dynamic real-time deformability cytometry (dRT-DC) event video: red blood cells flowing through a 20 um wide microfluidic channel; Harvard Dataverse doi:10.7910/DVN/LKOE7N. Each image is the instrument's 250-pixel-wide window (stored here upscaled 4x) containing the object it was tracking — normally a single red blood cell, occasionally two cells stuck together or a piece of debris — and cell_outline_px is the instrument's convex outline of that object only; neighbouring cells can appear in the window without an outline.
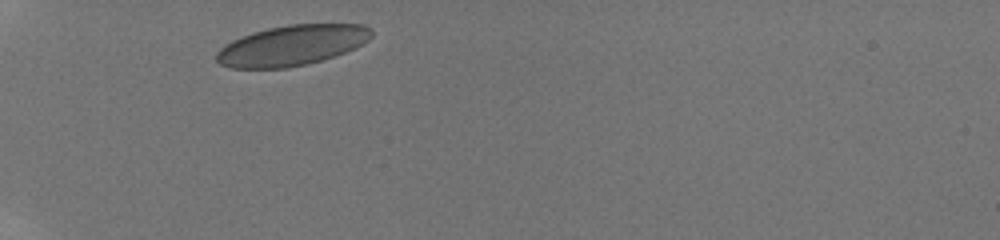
{"species": "human", "species_latin": "Homo sapiens", "temperature_condition": "room temperature", "stored_images_in_passage": 37, "camera_frame_rate_fps": 3000, "um_per_image_px": 0.085, "donor": {"sex": "male"}, "frame": {"image": 1, "passage_image": 1, "time_ms": 0.0, "image_size_px": [1000, 240], "cell_outline_px": [[372, 36], [368, 40], [344, 52], [308, 64], [288, 68], [232, 68], [220, 64], [216, 60], [216, 52], [220, 48], [232, 40], [252, 32], [268, 28], [288, 24], [364, 24], [372, 28]], "centroid_in_image_um": [24.79, 3.85], "position_along_channel_um": 60.2, "area_um2": 36.36}}
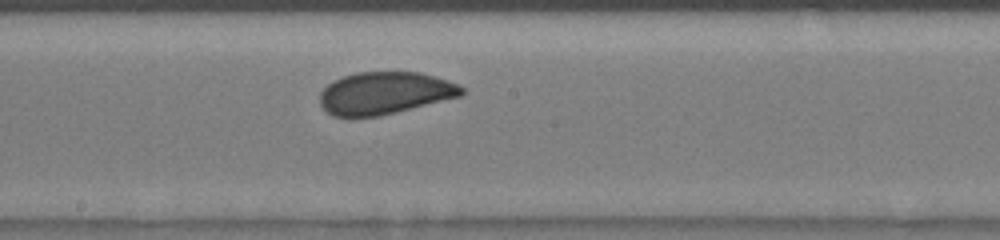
{"frame": {"image": 2, "passage_image": 18, "time_ms": 4.333, "image_size_px": [1000, 240], "cell_outline_px": [[464, 92], [460, 96], [380, 116], [332, 116], [320, 104], [320, 92], [332, 80], [356, 72], [420, 72], [448, 80], [460, 84], [464, 88]], "centroid_in_image_um": [32.71, 7.9], "position_along_channel_um": 215.5, "area_um2": 34.85}}
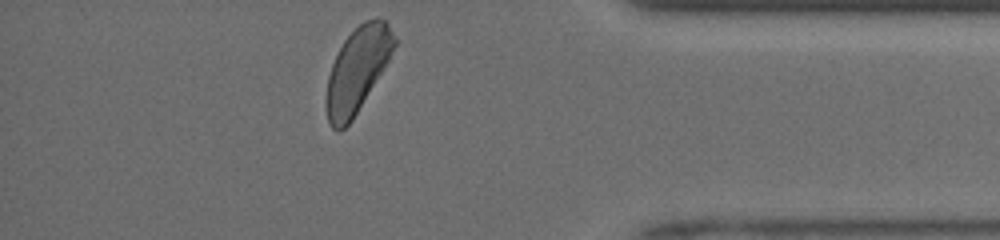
{"frame": {"image": 3, "passage_image": 37, "time_ms": 9.333, "image_size_px": [1000, 240], "cell_outline_px": [[396, 44], [388, 60], [352, 120], [344, 128], [336, 132], [328, 124], [324, 100], [328, 76], [332, 64], [344, 40], [364, 20], [376, 16], [384, 20], [388, 24], [396, 40]], "centroid_in_image_um": [30.34, 5.96], "position_along_channel_um": 404.9, "area_um2": 33.23}, "authors_computed_cell_mechanics": {"area_um2": 35.3158, "velocity_mm_per_s": 4.133, "shape_relaxation_time_tau1_ms": 3.4755, "shape_relaxation_time_tau2_ms": 0.6373, "deformation_change_tau1": 0.0732, "deformation_change_tau2": 0.0529}}